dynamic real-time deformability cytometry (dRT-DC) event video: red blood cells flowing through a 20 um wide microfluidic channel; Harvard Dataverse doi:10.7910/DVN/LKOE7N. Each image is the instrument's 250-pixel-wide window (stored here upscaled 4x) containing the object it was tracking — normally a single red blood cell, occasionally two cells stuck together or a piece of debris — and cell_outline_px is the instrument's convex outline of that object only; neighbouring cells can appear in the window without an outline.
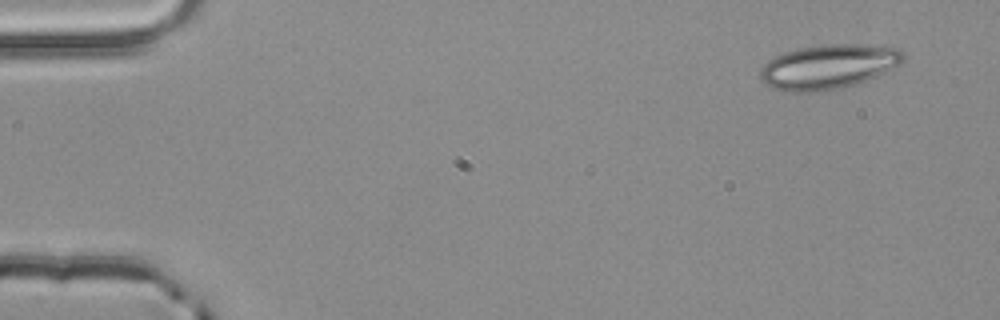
{"species": "common noctule bat (a hibernating species)", "species_latin": "Nyctalus noctula", "temperature_condition": "room temperature", "stored_images_in_passage": 3, "camera_frame_rate_fps": 3000, "um_per_image_px": 0.085, "animal": {"sex": "male", "body_mass_g": 20.4}, "frame": {"image": 1, "passage_image": 1, "time_ms": 0.0, "image_size_px": [1000, 320], "cell_outline_px": [[904, 60], [900, 64], [876, 76], [856, 84], [824, 92], [792, 92], [772, 88], [764, 84], [760, 80], [760, 72], [764, 64], [768, 60], [784, 52], [800, 48], [820, 44], [856, 44], [896, 48], [904, 56]], "centroid_in_image_um": [70.36, 5.68], "position_along_channel_um": 14.6, "area_um2": 37.05}}